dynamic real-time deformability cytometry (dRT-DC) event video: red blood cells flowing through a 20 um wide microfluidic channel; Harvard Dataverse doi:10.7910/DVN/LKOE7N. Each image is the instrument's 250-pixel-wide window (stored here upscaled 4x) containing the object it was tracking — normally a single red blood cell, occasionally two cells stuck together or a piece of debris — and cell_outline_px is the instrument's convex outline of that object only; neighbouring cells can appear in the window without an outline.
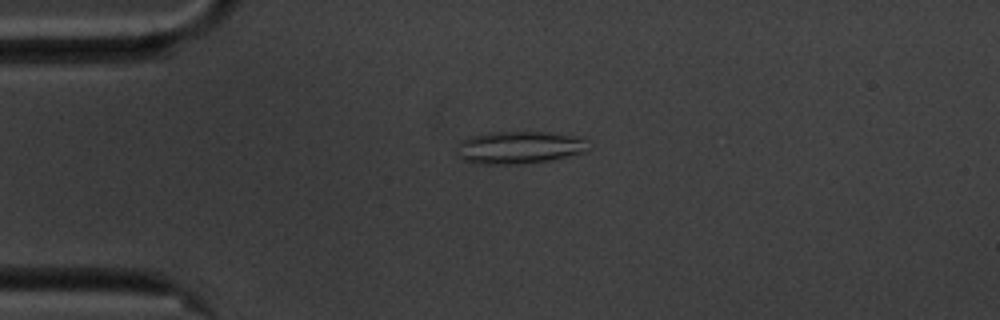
{"species": "common noctule bat (a hibernating species)", "species_latin": "Nyctalus noctula", "temperature_condition": "cold", "stored_images_in_passage": 55, "camera_frame_rate_fps": 3000, "um_per_image_px": 0.085, "animal": {"sex": "male", "body_mass_g": 20.1, "forearm_length_mm": 53.5}, "frame": {"image": 1, "passage_image": 12, "time_ms": 3.667, "image_size_px": [1000, 320], "cell_outline_px": [[588, 152], [548, 160], [516, 164], [480, 164], [464, 160], [456, 156], [456, 144], [460, 140], [472, 136], [492, 132], [548, 132], [584, 136], [588, 140]], "centroid_in_image_um": [44.16, 12.52], "position_along_channel_um": 40.8, "area_um2": 25.37}}
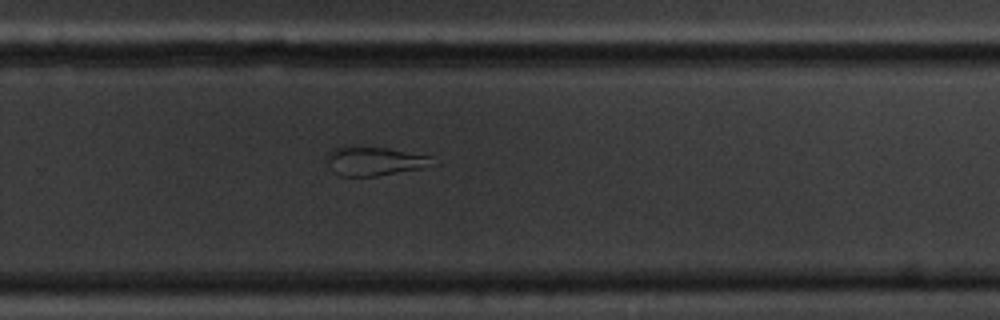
{"frame": {"image": 2, "passage_image": 36, "time_ms": 11.667, "image_size_px": [1000, 320], "cell_outline_px": [[432, 160], [428, 164], [420, 168], [376, 176], [340, 176], [324, 160], [324, 156], [332, 148], [344, 144], [352, 144], [388, 148], [432, 156]], "centroid_in_image_um": [31.68, 13.64], "position_along_channel_um": 298.1, "area_um2": 18.09}}
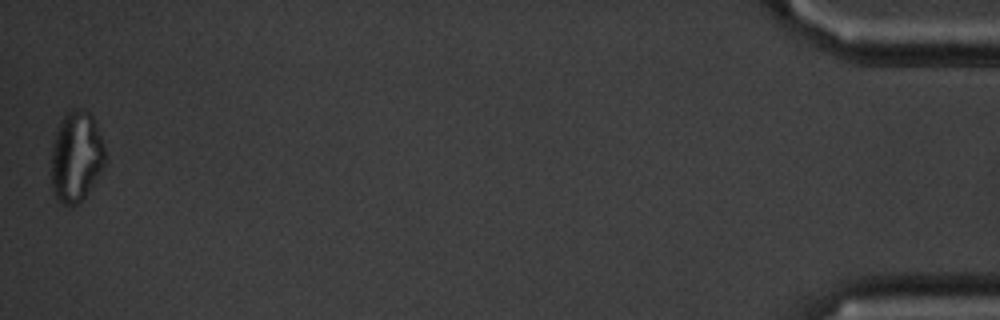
{"frame": {"image": 3, "passage_image": 55, "time_ms": 18.0, "image_size_px": [1000, 320], "cell_outline_px": [[104, 164], [92, 184], [84, 196], [72, 208], [68, 208], [60, 204], [56, 200], [52, 192], [52, 144], [56, 132], [64, 116], [72, 108], [80, 108], [88, 112], [92, 116], [96, 124], [104, 148]], "centroid_in_image_um": [6.44, 13.35], "position_along_channel_um": 428.8, "area_um2": 28.15}, "authors_computed_cell_mechanics": {"area_um2": 23.698, "velocity_mm_per_s": 3.5248, "shape_relaxation_time_tau1_ms": null, "shape_relaxation_time_tau2_ms": 2.3208, "deformation_change_tau1": null, "deformation_change_tau2": 0.1088}}